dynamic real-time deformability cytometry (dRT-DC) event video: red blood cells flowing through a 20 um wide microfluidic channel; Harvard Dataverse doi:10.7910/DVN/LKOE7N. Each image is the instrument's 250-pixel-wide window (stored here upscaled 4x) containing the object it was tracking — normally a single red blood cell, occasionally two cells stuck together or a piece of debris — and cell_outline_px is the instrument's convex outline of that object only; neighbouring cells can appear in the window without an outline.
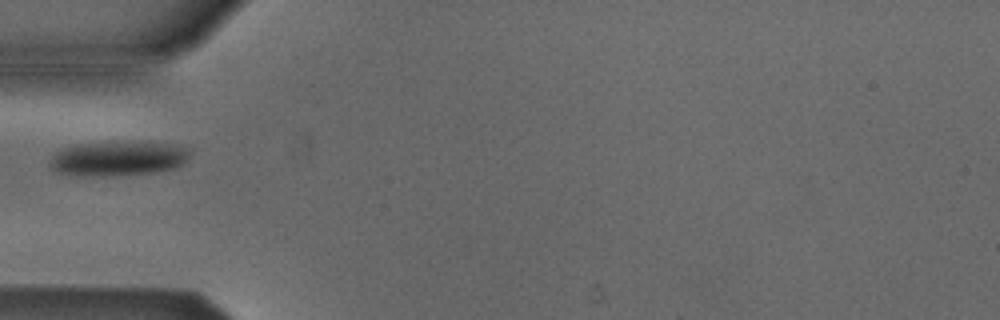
{"species": "Egyptian fruit bat (a non-hibernating species)", "species_latin": "Rousettus aegyptiacus", "temperature_condition": "cold", "stored_images_in_passage": 3, "camera_frame_rate_fps": 3000, "um_per_image_px": 0.085, "animal": {"sex": "male"}, "frame": {"image": 1, "passage_image": 2, "time_ms": 2.0, "image_size_px": [1000, 320], "cell_outline_px": [[192, 152], [184, 164], [176, 168], [148, 172], [100, 176], [80, 176], [56, 172], [48, 164], [48, 160], [56, 152], [64, 148], [76, 144], [184, 144]], "centroid_in_image_um": [10.03, 13.5], "position_along_channel_um": 75.0, "area_um2": 27.51}}
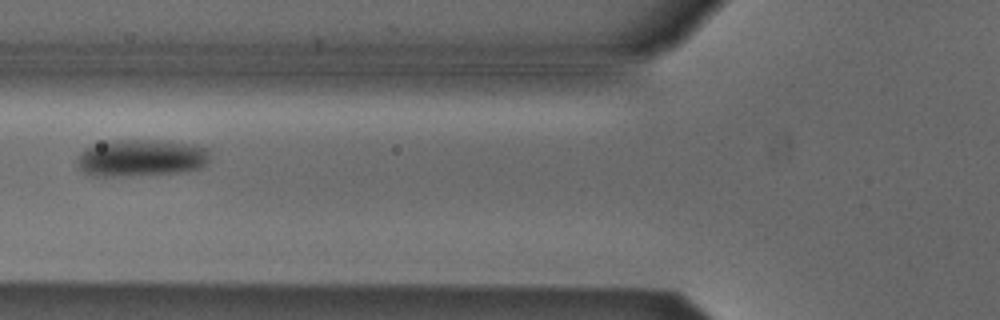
{"frame": {"image": 2, "passage_image": 3, "time_ms": 3.0, "image_size_px": [1000, 320], "cell_outline_px": [[208, 160], [200, 168], [180, 172], [120, 176], [92, 176], [84, 172], [76, 164], [76, 156], [84, 148], [116, 140], [156, 140], [188, 144], [208, 148]], "centroid_in_image_um": [11.94, 13.43], "position_along_channel_um": 113.9, "area_um2": 28.38}}